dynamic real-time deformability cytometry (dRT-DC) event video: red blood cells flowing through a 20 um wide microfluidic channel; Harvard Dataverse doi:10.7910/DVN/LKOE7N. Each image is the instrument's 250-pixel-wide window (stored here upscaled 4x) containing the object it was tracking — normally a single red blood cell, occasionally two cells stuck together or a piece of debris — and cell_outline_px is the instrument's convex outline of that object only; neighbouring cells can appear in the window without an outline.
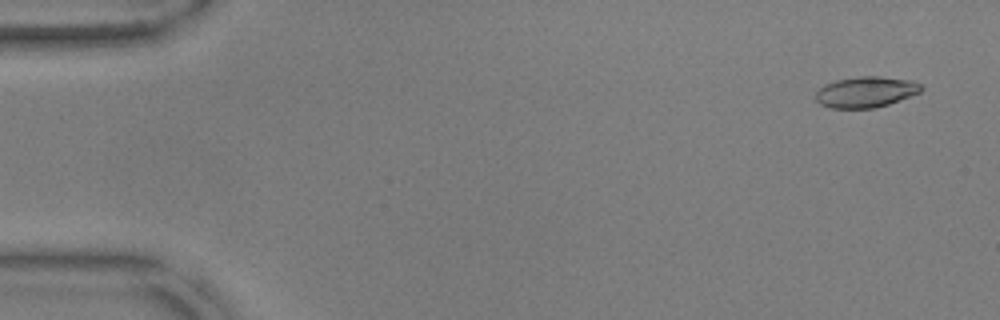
{"species": "common noctule bat (a hibernating species)", "species_latin": "Nyctalus noctula", "temperature_condition": "warm", "stored_images_in_passage": 55, "camera_frame_rate_fps": 3000, "um_per_image_px": 0.085, "animal": {"sex": "male", "body_mass_g": 17.9, "forearm_length_mm": 54.2}, "frame": {"image": 1, "passage_image": 2, "time_ms": 0.333, "image_size_px": [1000, 320], "cell_outline_px": [[924, 88], [920, 92], [888, 104], [872, 108], [832, 108], [820, 104], [816, 100], [816, 92], [824, 84], [836, 80], [860, 76], [876, 76], [912, 80], [920, 84]], "centroid_in_image_um": [73.59, 7.81], "position_along_channel_um": 11.4, "area_um2": 18.84}}
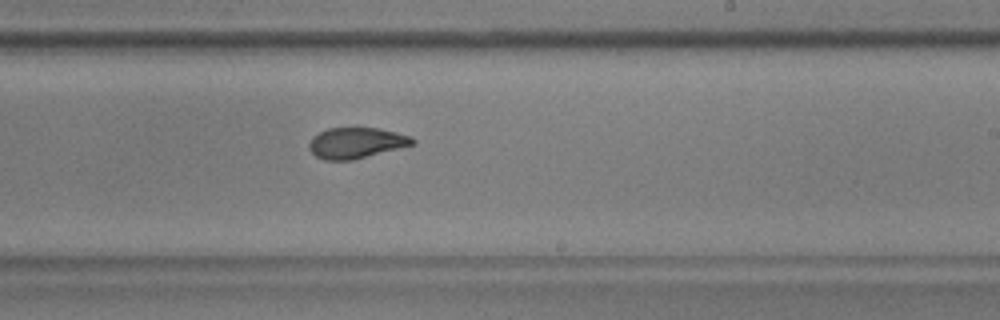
{"frame": {"image": 2, "passage_image": 33, "time_ms": 10.667, "image_size_px": [1000, 320], "cell_outline_px": [[416, 144], [352, 160], [324, 160], [316, 156], [308, 148], [308, 144], [312, 136], [328, 128], [376, 128], [396, 132], [412, 136], [416, 140]], "centroid_in_image_um": [30.28, 12.15], "position_along_channel_um": 258.7, "area_um2": 18.61}}
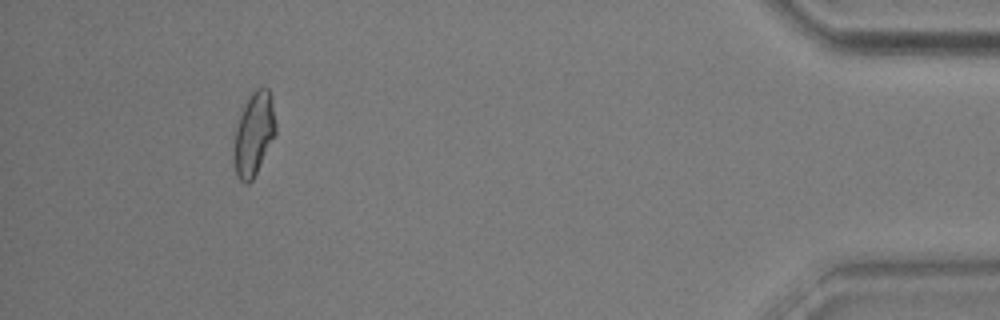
{"frame": {"image": 3, "passage_image": 51, "time_ms": 16.667, "image_size_px": [1000, 320], "cell_outline_px": [[276, 132], [252, 180], [248, 184], [244, 184], [236, 176], [232, 164], [232, 148], [236, 128], [244, 104], [248, 96], [256, 88], [268, 88], [272, 96], [276, 124]], "centroid_in_image_um": [21.54, 11.4], "position_along_channel_um": 413.7, "area_um2": 20.58}, "authors_computed_cell_mechanics": {"area_um2": 19.5364, "velocity_mm_per_s": 3.6042, "shape_relaxation_time_tau1_ms": 4.5926, "shape_relaxation_time_tau2_ms": 1.6779, "deformation_change_tau1": 0.1506, "deformation_change_tau2": 0.0727}}